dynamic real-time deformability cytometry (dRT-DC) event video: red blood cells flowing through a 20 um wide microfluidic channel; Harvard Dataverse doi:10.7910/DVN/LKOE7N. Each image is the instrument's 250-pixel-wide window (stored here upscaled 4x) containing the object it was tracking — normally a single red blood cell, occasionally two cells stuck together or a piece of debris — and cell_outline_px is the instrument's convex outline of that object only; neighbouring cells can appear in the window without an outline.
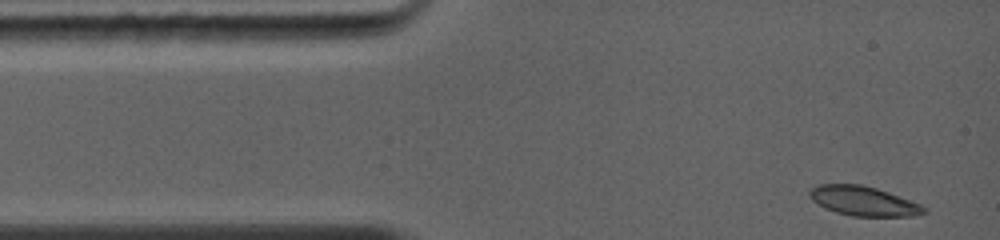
{"species": "common noctule bat (a hibernating species)", "species_latin": "Nyctalus noctula", "temperature_condition": "warm", "stored_images_in_passage": 43, "camera_frame_rate_fps": 5000, "um_per_image_px": 0.085, "animal": {"sex": "female", "body_mass_g": 19.0, "forearm_length_mm": 56.7}, "frame": {"image": 1, "passage_image": 1, "time_ms": 0.0, "image_size_px": [1000, 240], "cell_outline_px": [[924, 212], [904, 216], [852, 216], [836, 212], [820, 204], [812, 196], [812, 188], [824, 184], [856, 184], [872, 188], [896, 196], [916, 204], [924, 208]], "centroid_in_image_um": [73.34, 17.1], "position_along_channel_um": 11.7, "area_um2": 18.15}}
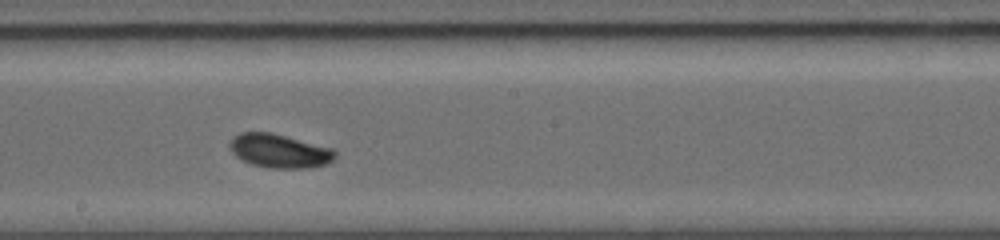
{"frame": {"image": 2, "passage_image": 25, "time_ms": 6.2, "image_size_px": [1000, 240], "cell_outline_px": [[336, 156], [332, 160], [324, 164], [308, 168], [272, 168], [252, 164], [236, 156], [232, 152], [232, 140], [240, 132], [268, 132], [332, 148], [336, 152]], "centroid_in_image_um": [23.78, 12.84], "position_along_channel_um": 224.4, "area_um2": 20.11}}
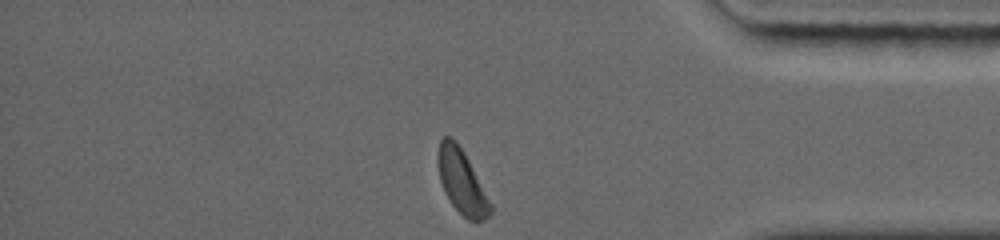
{"frame": {"image": 3, "passage_image": 43, "time_ms": 10.6, "image_size_px": [1000, 240], "cell_outline_px": [[492, 212], [484, 220], [476, 224], [468, 220], [452, 204], [444, 192], [440, 180], [436, 160], [436, 156], [440, 140], [444, 136], [448, 136], [456, 140], [464, 152], [492, 204]], "centroid_in_image_um": [39.24, 15.45], "position_along_channel_um": 396.0, "area_um2": 19.77}, "authors_computed_cell_mechanics": {"area_um2": 19.5364, "velocity_mm_per_s": 4.3617, "shape_relaxation_time_tau1_ms": 3.5703, "shape_relaxation_time_tau2_ms": null, "deformation_change_tau1": 0.1214, "deformation_change_tau2": null}}